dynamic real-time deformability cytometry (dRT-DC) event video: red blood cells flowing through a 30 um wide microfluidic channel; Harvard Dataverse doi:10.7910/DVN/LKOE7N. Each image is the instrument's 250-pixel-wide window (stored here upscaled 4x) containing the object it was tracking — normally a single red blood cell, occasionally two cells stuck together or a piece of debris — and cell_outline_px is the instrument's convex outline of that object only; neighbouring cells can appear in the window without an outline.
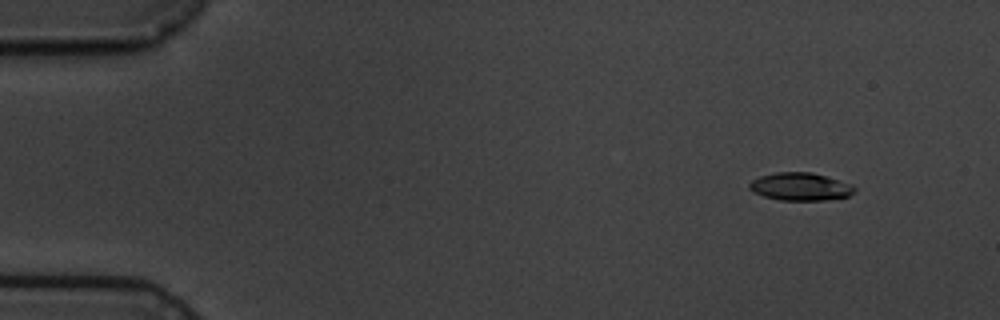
{"species": "common noctule bat (a hibernating species)", "species_latin": "Nyctalus noctula", "temperature_condition": "cold", "stored_images_in_passage": 8, "camera_frame_rate_fps": 3000, "um_per_image_px": 0.085, "animal": {"sex": "male", "body_mass_g": 19.5, "forearm_length_mm": 54.6}, "frame": {"image": 1, "passage_image": 1, "time_ms": 0.0, "image_size_px": [1000, 320], "cell_outline_px": [[856, 188], [848, 196], [824, 200], [780, 200], [764, 196], [752, 192], [748, 188], [748, 184], [752, 180], [760, 176], [776, 172], [812, 172], [852, 184]], "centroid_in_image_um": [67.99, 15.86], "position_along_channel_um": 17.0, "area_um2": 16.99}}
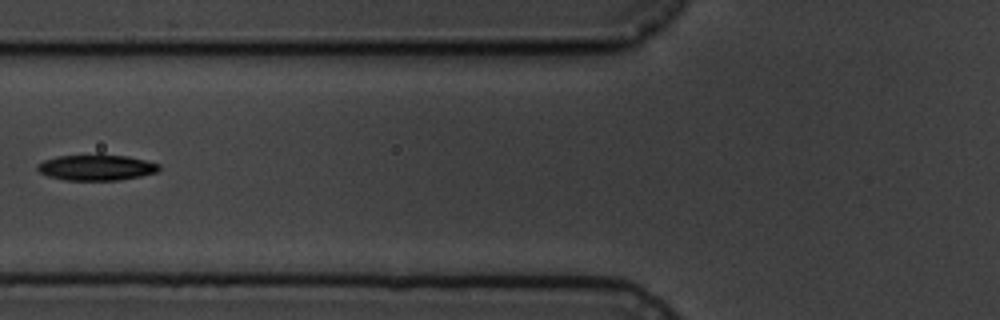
{"frame": {"image": 2, "passage_image": 6, "time_ms": 5.667, "image_size_px": [1000, 320], "cell_outline_px": [[160, 168], [156, 172], [140, 176], [120, 180], [64, 180], [48, 176], [40, 172], [36, 168], [36, 164], [44, 160], [56, 156], [96, 152], [128, 156], [160, 164]], "centroid_in_image_um": [8.15, 14.19], "position_along_channel_um": 117.6, "area_um2": 18.96}}
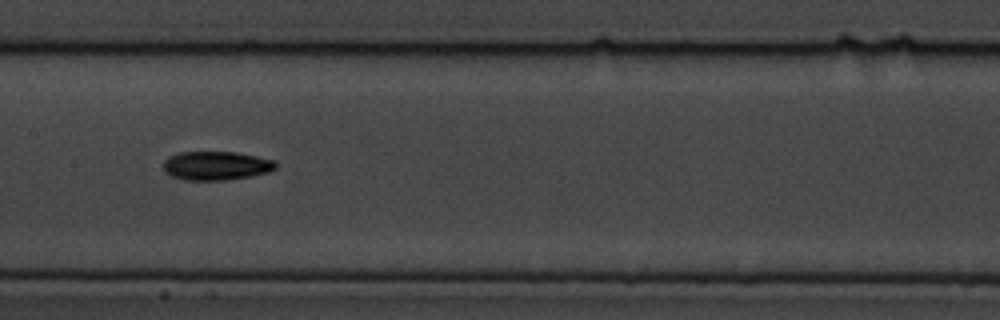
{"frame": {"image": 3, "passage_image": 8, "time_ms": 7.667, "image_size_px": [1000, 320], "cell_outline_px": [[276, 168], [268, 172], [252, 176], [224, 180], [184, 180], [172, 176], [164, 172], [164, 160], [168, 156], [180, 152], [236, 152], [256, 156], [272, 160], [276, 164]], "centroid_in_image_um": [18.34, 14.08], "position_along_channel_um": 189.1, "area_um2": 18.84}}